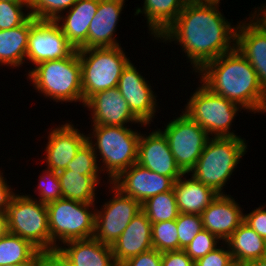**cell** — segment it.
Wrapping results in <instances>:
<instances>
[{
    "mask_svg": "<svg viewBox=\"0 0 266 266\" xmlns=\"http://www.w3.org/2000/svg\"><path fill=\"white\" fill-rule=\"evenodd\" d=\"M218 6V3L187 2L159 37L164 41H177L175 43L182 46L195 72L235 48L236 27L231 26Z\"/></svg>",
    "mask_w": 266,
    "mask_h": 266,
    "instance_id": "obj_1",
    "label": "cell"
},
{
    "mask_svg": "<svg viewBox=\"0 0 266 266\" xmlns=\"http://www.w3.org/2000/svg\"><path fill=\"white\" fill-rule=\"evenodd\" d=\"M201 83L212 93L242 109L266 113V92L248 60L236 49L206 63L199 71Z\"/></svg>",
    "mask_w": 266,
    "mask_h": 266,
    "instance_id": "obj_2",
    "label": "cell"
},
{
    "mask_svg": "<svg viewBox=\"0 0 266 266\" xmlns=\"http://www.w3.org/2000/svg\"><path fill=\"white\" fill-rule=\"evenodd\" d=\"M35 89L56 102H82V74L77 49L68 57L43 61L29 70Z\"/></svg>",
    "mask_w": 266,
    "mask_h": 266,
    "instance_id": "obj_3",
    "label": "cell"
},
{
    "mask_svg": "<svg viewBox=\"0 0 266 266\" xmlns=\"http://www.w3.org/2000/svg\"><path fill=\"white\" fill-rule=\"evenodd\" d=\"M246 149V141L241 137H211L189 173L218 194H223V186L247 152Z\"/></svg>",
    "mask_w": 266,
    "mask_h": 266,
    "instance_id": "obj_4",
    "label": "cell"
},
{
    "mask_svg": "<svg viewBox=\"0 0 266 266\" xmlns=\"http://www.w3.org/2000/svg\"><path fill=\"white\" fill-rule=\"evenodd\" d=\"M92 127V137L97 142L94 144L92 137L89 136L87 141L100 153L104 165L101 172L104 170L107 172L111 183L123 171L137 163L140 133L127 126L92 125Z\"/></svg>",
    "mask_w": 266,
    "mask_h": 266,
    "instance_id": "obj_5",
    "label": "cell"
},
{
    "mask_svg": "<svg viewBox=\"0 0 266 266\" xmlns=\"http://www.w3.org/2000/svg\"><path fill=\"white\" fill-rule=\"evenodd\" d=\"M120 46L77 49L82 74L83 104L95 93L118 86L130 62Z\"/></svg>",
    "mask_w": 266,
    "mask_h": 266,
    "instance_id": "obj_6",
    "label": "cell"
},
{
    "mask_svg": "<svg viewBox=\"0 0 266 266\" xmlns=\"http://www.w3.org/2000/svg\"><path fill=\"white\" fill-rule=\"evenodd\" d=\"M48 227L51 238V252L59 245L72 240L93 238L95 231V203H83L70 199H58L46 204ZM94 210L90 211L89 210ZM93 208V209H92Z\"/></svg>",
    "mask_w": 266,
    "mask_h": 266,
    "instance_id": "obj_7",
    "label": "cell"
},
{
    "mask_svg": "<svg viewBox=\"0 0 266 266\" xmlns=\"http://www.w3.org/2000/svg\"><path fill=\"white\" fill-rule=\"evenodd\" d=\"M183 111L212 137H239L231 131L232 122L241 107L212 93L203 84L190 97ZM231 131V132H230Z\"/></svg>",
    "mask_w": 266,
    "mask_h": 266,
    "instance_id": "obj_8",
    "label": "cell"
},
{
    "mask_svg": "<svg viewBox=\"0 0 266 266\" xmlns=\"http://www.w3.org/2000/svg\"><path fill=\"white\" fill-rule=\"evenodd\" d=\"M8 232L29 240L42 253L51 252L46 204L16 194L6 210Z\"/></svg>",
    "mask_w": 266,
    "mask_h": 266,
    "instance_id": "obj_9",
    "label": "cell"
},
{
    "mask_svg": "<svg viewBox=\"0 0 266 266\" xmlns=\"http://www.w3.org/2000/svg\"><path fill=\"white\" fill-rule=\"evenodd\" d=\"M162 132L177 165L184 173H189L195 167L210 136L184 112L171 120Z\"/></svg>",
    "mask_w": 266,
    "mask_h": 266,
    "instance_id": "obj_10",
    "label": "cell"
},
{
    "mask_svg": "<svg viewBox=\"0 0 266 266\" xmlns=\"http://www.w3.org/2000/svg\"><path fill=\"white\" fill-rule=\"evenodd\" d=\"M115 194L104 203L103 208L96 211L95 231L93 238L107 245H112L130 221L142 210L141 204L130 196L124 195L113 184ZM102 210V211H101Z\"/></svg>",
    "mask_w": 266,
    "mask_h": 266,
    "instance_id": "obj_11",
    "label": "cell"
},
{
    "mask_svg": "<svg viewBox=\"0 0 266 266\" xmlns=\"http://www.w3.org/2000/svg\"><path fill=\"white\" fill-rule=\"evenodd\" d=\"M75 48L67 41L56 21L31 16L26 59L33 64L68 57Z\"/></svg>",
    "mask_w": 266,
    "mask_h": 266,
    "instance_id": "obj_12",
    "label": "cell"
},
{
    "mask_svg": "<svg viewBox=\"0 0 266 266\" xmlns=\"http://www.w3.org/2000/svg\"><path fill=\"white\" fill-rule=\"evenodd\" d=\"M117 88L133 115L145 126L151 124L157 110L156 96L131 62L122 70Z\"/></svg>",
    "mask_w": 266,
    "mask_h": 266,
    "instance_id": "obj_13",
    "label": "cell"
},
{
    "mask_svg": "<svg viewBox=\"0 0 266 266\" xmlns=\"http://www.w3.org/2000/svg\"><path fill=\"white\" fill-rule=\"evenodd\" d=\"M174 183L171 177L160 175L135 163L110 184L142 204L152 196L173 190Z\"/></svg>",
    "mask_w": 266,
    "mask_h": 266,
    "instance_id": "obj_14",
    "label": "cell"
},
{
    "mask_svg": "<svg viewBox=\"0 0 266 266\" xmlns=\"http://www.w3.org/2000/svg\"><path fill=\"white\" fill-rule=\"evenodd\" d=\"M137 163L150 171L171 177L174 181L184 174L170 151L166 136L160 129L149 133L148 136L140 134Z\"/></svg>",
    "mask_w": 266,
    "mask_h": 266,
    "instance_id": "obj_15",
    "label": "cell"
},
{
    "mask_svg": "<svg viewBox=\"0 0 266 266\" xmlns=\"http://www.w3.org/2000/svg\"><path fill=\"white\" fill-rule=\"evenodd\" d=\"M84 107L92 110V125L125 126L128 122L145 125L133 115L117 87L95 93Z\"/></svg>",
    "mask_w": 266,
    "mask_h": 266,
    "instance_id": "obj_16",
    "label": "cell"
},
{
    "mask_svg": "<svg viewBox=\"0 0 266 266\" xmlns=\"http://www.w3.org/2000/svg\"><path fill=\"white\" fill-rule=\"evenodd\" d=\"M236 26V49L248 60L266 92V29L255 18Z\"/></svg>",
    "mask_w": 266,
    "mask_h": 266,
    "instance_id": "obj_17",
    "label": "cell"
},
{
    "mask_svg": "<svg viewBox=\"0 0 266 266\" xmlns=\"http://www.w3.org/2000/svg\"><path fill=\"white\" fill-rule=\"evenodd\" d=\"M203 229L226 241L244 222V214L231 195L219 194L201 214Z\"/></svg>",
    "mask_w": 266,
    "mask_h": 266,
    "instance_id": "obj_18",
    "label": "cell"
},
{
    "mask_svg": "<svg viewBox=\"0 0 266 266\" xmlns=\"http://www.w3.org/2000/svg\"><path fill=\"white\" fill-rule=\"evenodd\" d=\"M46 146L47 168L56 173L63 171L79 149L87 142V136L70 123L52 128Z\"/></svg>",
    "mask_w": 266,
    "mask_h": 266,
    "instance_id": "obj_19",
    "label": "cell"
},
{
    "mask_svg": "<svg viewBox=\"0 0 266 266\" xmlns=\"http://www.w3.org/2000/svg\"><path fill=\"white\" fill-rule=\"evenodd\" d=\"M152 223L141 210L111 245L115 263L119 266L125 260L153 249Z\"/></svg>",
    "mask_w": 266,
    "mask_h": 266,
    "instance_id": "obj_20",
    "label": "cell"
},
{
    "mask_svg": "<svg viewBox=\"0 0 266 266\" xmlns=\"http://www.w3.org/2000/svg\"><path fill=\"white\" fill-rule=\"evenodd\" d=\"M64 246H59L55 252L71 266H118L111 246L94 238L72 240Z\"/></svg>",
    "mask_w": 266,
    "mask_h": 266,
    "instance_id": "obj_21",
    "label": "cell"
},
{
    "mask_svg": "<svg viewBox=\"0 0 266 266\" xmlns=\"http://www.w3.org/2000/svg\"><path fill=\"white\" fill-rule=\"evenodd\" d=\"M125 0H99L98 9L92 19L87 38L88 48L120 46L113 33Z\"/></svg>",
    "mask_w": 266,
    "mask_h": 266,
    "instance_id": "obj_22",
    "label": "cell"
},
{
    "mask_svg": "<svg viewBox=\"0 0 266 266\" xmlns=\"http://www.w3.org/2000/svg\"><path fill=\"white\" fill-rule=\"evenodd\" d=\"M99 0H78L55 21L75 49H87L88 29L98 9ZM60 21H62V24Z\"/></svg>",
    "mask_w": 266,
    "mask_h": 266,
    "instance_id": "obj_23",
    "label": "cell"
},
{
    "mask_svg": "<svg viewBox=\"0 0 266 266\" xmlns=\"http://www.w3.org/2000/svg\"><path fill=\"white\" fill-rule=\"evenodd\" d=\"M181 175L174 183V193L180 213L201 215L219 195L214 189L199 182L193 175L189 179Z\"/></svg>",
    "mask_w": 266,
    "mask_h": 266,
    "instance_id": "obj_24",
    "label": "cell"
},
{
    "mask_svg": "<svg viewBox=\"0 0 266 266\" xmlns=\"http://www.w3.org/2000/svg\"><path fill=\"white\" fill-rule=\"evenodd\" d=\"M237 266L266 257V240L246 223H242L225 241Z\"/></svg>",
    "mask_w": 266,
    "mask_h": 266,
    "instance_id": "obj_25",
    "label": "cell"
},
{
    "mask_svg": "<svg viewBox=\"0 0 266 266\" xmlns=\"http://www.w3.org/2000/svg\"><path fill=\"white\" fill-rule=\"evenodd\" d=\"M187 0H144L143 9L136 8L135 15L145 14L149 31L155 39L176 20Z\"/></svg>",
    "mask_w": 266,
    "mask_h": 266,
    "instance_id": "obj_26",
    "label": "cell"
},
{
    "mask_svg": "<svg viewBox=\"0 0 266 266\" xmlns=\"http://www.w3.org/2000/svg\"><path fill=\"white\" fill-rule=\"evenodd\" d=\"M30 30L31 16L22 25L8 30H0L1 65L19 67L25 63Z\"/></svg>",
    "mask_w": 266,
    "mask_h": 266,
    "instance_id": "obj_27",
    "label": "cell"
},
{
    "mask_svg": "<svg viewBox=\"0 0 266 266\" xmlns=\"http://www.w3.org/2000/svg\"><path fill=\"white\" fill-rule=\"evenodd\" d=\"M62 198L83 203H94L95 191L100 177L80 175L77 172L63 170L58 172Z\"/></svg>",
    "mask_w": 266,
    "mask_h": 266,
    "instance_id": "obj_28",
    "label": "cell"
},
{
    "mask_svg": "<svg viewBox=\"0 0 266 266\" xmlns=\"http://www.w3.org/2000/svg\"><path fill=\"white\" fill-rule=\"evenodd\" d=\"M41 253L29 240L9 232L0 239V266L37 264Z\"/></svg>",
    "mask_w": 266,
    "mask_h": 266,
    "instance_id": "obj_29",
    "label": "cell"
},
{
    "mask_svg": "<svg viewBox=\"0 0 266 266\" xmlns=\"http://www.w3.org/2000/svg\"><path fill=\"white\" fill-rule=\"evenodd\" d=\"M141 208L152 224L176 220L180 214L174 190L148 198L141 204Z\"/></svg>",
    "mask_w": 266,
    "mask_h": 266,
    "instance_id": "obj_30",
    "label": "cell"
},
{
    "mask_svg": "<svg viewBox=\"0 0 266 266\" xmlns=\"http://www.w3.org/2000/svg\"><path fill=\"white\" fill-rule=\"evenodd\" d=\"M152 245L159 252L178 251L179 239L175 220L152 224Z\"/></svg>",
    "mask_w": 266,
    "mask_h": 266,
    "instance_id": "obj_31",
    "label": "cell"
},
{
    "mask_svg": "<svg viewBox=\"0 0 266 266\" xmlns=\"http://www.w3.org/2000/svg\"><path fill=\"white\" fill-rule=\"evenodd\" d=\"M97 151L87 141L77 152L75 158L67 165V170L77 172L80 175L99 177L101 167L97 164ZM97 154V155H96Z\"/></svg>",
    "mask_w": 266,
    "mask_h": 266,
    "instance_id": "obj_32",
    "label": "cell"
},
{
    "mask_svg": "<svg viewBox=\"0 0 266 266\" xmlns=\"http://www.w3.org/2000/svg\"><path fill=\"white\" fill-rule=\"evenodd\" d=\"M78 0H29L31 16L37 20L55 21L61 12L70 9ZM60 13V14H59Z\"/></svg>",
    "mask_w": 266,
    "mask_h": 266,
    "instance_id": "obj_33",
    "label": "cell"
},
{
    "mask_svg": "<svg viewBox=\"0 0 266 266\" xmlns=\"http://www.w3.org/2000/svg\"><path fill=\"white\" fill-rule=\"evenodd\" d=\"M175 221L179 239V250H183L197 233L203 229L202 217L196 214L180 213Z\"/></svg>",
    "mask_w": 266,
    "mask_h": 266,
    "instance_id": "obj_34",
    "label": "cell"
},
{
    "mask_svg": "<svg viewBox=\"0 0 266 266\" xmlns=\"http://www.w3.org/2000/svg\"><path fill=\"white\" fill-rule=\"evenodd\" d=\"M23 7L29 9V3H13L0 0V30H8L22 25L30 16L23 13Z\"/></svg>",
    "mask_w": 266,
    "mask_h": 266,
    "instance_id": "obj_35",
    "label": "cell"
},
{
    "mask_svg": "<svg viewBox=\"0 0 266 266\" xmlns=\"http://www.w3.org/2000/svg\"><path fill=\"white\" fill-rule=\"evenodd\" d=\"M219 239L208 230L202 229L183 249L195 262L217 247Z\"/></svg>",
    "mask_w": 266,
    "mask_h": 266,
    "instance_id": "obj_36",
    "label": "cell"
},
{
    "mask_svg": "<svg viewBox=\"0 0 266 266\" xmlns=\"http://www.w3.org/2000/svg\"><path fill=\"white\" fill-rule=\"evenodd\" d=\"M45 174L40 176V182L37 186L39 190V199L41 203L48 204L62 198L61 185L58 173L51 169L43 171Z\"/></svg>",
    "mask_w": 266,
    "mask_h": 266,
    "instance_id": "obj_37",
    "label": "cell"
},
{
    "mask_svg": "<svg viewBox=\"0 0 266 266\" xmlns=\"http://www.w3.org/2000/svg\"><path fill=\"white\" fill-rule=\"evenodd\" d=\"M232 254L223 247H216L213 251L207 253L204 257L199 258L194 262V266H234Z\"/></svg>",
    "mask_w": 266,
    "mask_h": 266,
    "instance_id": "obj_38",
    "label": "cell"
},
{
    "mask_svg": "<svg viewBox=\"0 0 266 266\" xmlns=\"http://www.w3.org/2000/svg\"><path fill=\"white\" fill-rule=\"evenodd\" d=\"M162 253L156 249H151L139 255L133 256L119 266H161Z\"/></svg>",
    "mask_w": 266,
    "mask_h": 266,
    "instance_id": "obj_39",
    "label": "cell"
},
{
    "mask_svg": "<svg viewBox=\"0 0 266 266\" xmlns=\"http://www.w3.org/2000/svg\"><path fill=\"white\" fill-rule=\"evenodd\" d=\"M263 208L260 206L249 214H244V223L266 240V209Z\"/></svg>",
    "mask_w": 266,
    "mask_h": 266,
    "instance_id": "obj_40",
    "label": "cell"
},
{
    "mask_svg": "<svg viewBox=\"0 0 266 266\" xmlns=\"http://www.w3.org/2000/svg\"><path fill=\"white\" fill-rule=\"evenodd\" d=\"M161 266H194V261L184 250L168 251L162 253Z\"/></svg>",
    "mask_w": 266,
    "mask_h": 266,
    "instance_id": "obj_41",
    "label": "cell"
},
{
    "mask_svg": "<svg viewBox=\"0 0 266 266\" xmlns=\"http://www.w3.org/2000/svg\"><path fill=\"white\" fill-rule=\"evenodd\" d=\"M5 180L3 173L0 171V212H6L16 195Z\"/></svg>",
    "mask_w": 266,
    "mask_h": 266,
    "instance_id": "obj_42",
    "label": "cell"
},
{
    "mask_svg": "<svg viewBox=\"0 0 266 266\" xmlns=\"http://www.w3.org/2000/svg\"><path fill=\"white\" fill-rule=\"evenodd\" d=\"M37 266H71L62 259L55 251L40 254Z\"/></svg>",
    "mask_w": 266,
    "mask_h": 266,
    "instance_id": "obj_43",
    "label": "cell"
},
{
    "mask_svg": "<svg viewBox=\"0 0 266 266\" xmlns=\"http://www.w3.org/2000/svg\"><path fill=\"white\" fill-rule=\"evenodd\" d=\"M8 233V223L6 212H0V239Z\"/></svg>",
    "mask_w": 266,
    "mask_h": 266,
    "instance_id": "obj_44",
    "label": "cell"
},
{
    "mask_svg": "<svg viewBox=\"0 0 266 266\" xmlns=\"http://www.w3.org/2000/svg\"><path fill=\"white\" fill-rule=\"evenodd\" d=\"M263 8V10H262ZM262 8L260 10H258V12L255 10L254 14H252V16H257L255 18H257V20L264 26V28L266 29V6L264 8V5L262 6ZM261 16V17H260Z\"/></svg>",
    "mask_w": 266,
    "mask_h": 266,
    "instance_id": "obj_45",
    "label": "cell"
},
{
    "mask_svg": "<svg viewBox=\"0 0 266 266\" xmlns=\"http://www.w3.org/2000/svg\"><path fill=\"white\" fill-rule=\"evenodd\" d=\"M239 266H266V257L247 261Z\"/></svg>",
    "mask_w": 266,
    "mask_h": 266,
    "instance_id": "obj_46",
    "label": "cell"
},
{
    "mask_svg": "<svg viewBox=\"0 0 266 266\" xmlns=\"http://www.w3.org/2000/svg\"><path fill=\"white\" fill-rule=\"evenodd\" d=\"M187 2L192 3H220V0H187Z\"/></svg>",
    "mask_w": 266,
    "mask_h": 266,
    "instance_id": "obj_47",
    "label": "cell"
},
{
    "mask_svg": "<svg viewBox=\"0 0 266 266\" xmlns=\"http://www.w3.org/2000/svg\"><path fill=\"white\" fill-rule=\"evenodd\" d=\"M6 2H13V3H29V0H3Z\"/></svg>",
    "mask_w": 266,
    "mask_h": 266,
    "instance_id": "obj_48",
    "label": "cell"
},
{
    "mask_svg": "<svg viewBox=\"0 0 266 266\" xmlns=\"http://www.w3.org/2000/svg\"><path fill=\"white\" fill-rule=\"evenodd\" d=\"M1 266H37V264H12V265H1Z\"/></svg>",
    "mask_w": 266,
    "mask_h": 266,
    "instance_id": "obj_49",
    "label": "cell"
}]
</instances>
